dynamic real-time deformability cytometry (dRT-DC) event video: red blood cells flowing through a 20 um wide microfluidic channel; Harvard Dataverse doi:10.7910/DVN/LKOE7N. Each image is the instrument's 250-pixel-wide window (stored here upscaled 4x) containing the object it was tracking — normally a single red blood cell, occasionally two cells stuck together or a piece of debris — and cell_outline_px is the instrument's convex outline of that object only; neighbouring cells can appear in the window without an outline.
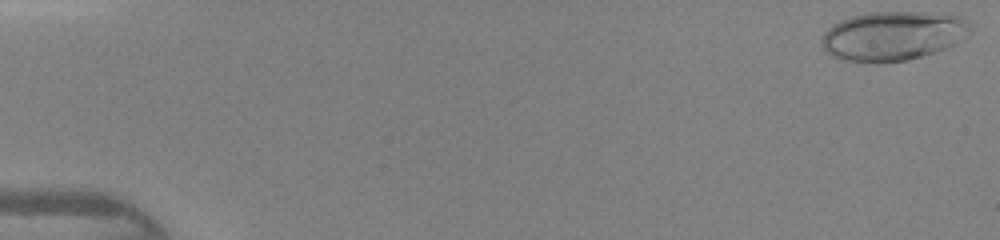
{"species": "human", "species_latin": "Homo sapiens", "temperature_condition": "warm", "stored_images_in_passage": 45, "camera_frame_rate_fps": 3000, "um_per_image_px": 0.085, "donor": {"sex": "female"}, "frame": {"image": 1, "passage_image": 1, "time_ms": 0.0, "image_size_px": [1000, 240], "cell_outline_px": [[972, 32], [968, 36], [944, 48], [908, 60], [876, 64], [848, 60], [832, 56], [824, 52], [820, 44], [820, 40], [824, 32], [828, 28], [852, 16], [872, 12], [924, 12], [960, 16], [968, 24]], "centroid_in_image_um": [75.86, 3.06], "position_along_channel_um": 9.1, "area_um2": 42.54}}
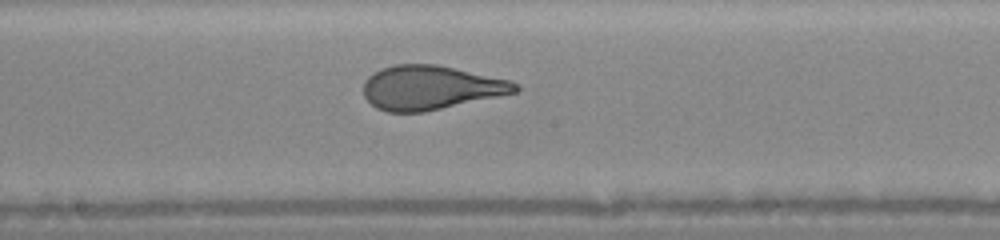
{"frame": {"image": 2, "passage_image": 25, "time_ms": 8.0, "image_size_px": [1000, 240], "cell_outline_px": [[520, 88], [516, 92], [424, 112], [388, 112], [376, 108], [364, 96], [364, 80], [368, 76], [380, 68], [396, 64], [436, 64], [512, 80], [520, 84]], "centroid_in_image_um": [36.6, 7.44], "position_along_channel_um": 211.6, "area_um2": 39.02}}
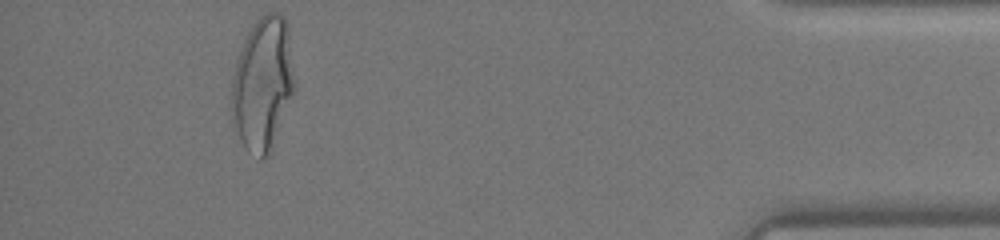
{"frame": {"image": 3, "passage_image": 42, "time_ms": 13.667, "image_size_px": [1000, 240], "cell_outline_px": [[292, 92], [272, 148], [268, 156], [264, 160], [260, 160], [248, 152], [244, 148], [232, 128], [228, 108], [232, 76], [244, 40], [248, 32], [256, 20], [260, 16], [268, 12], [280, 12], [284, 16], [288, 24], [292, 80]], "centroid_in_image_um": [22.24, 7.19], "position_along_channel_um": 413.0, "area_um2": 49.07}}